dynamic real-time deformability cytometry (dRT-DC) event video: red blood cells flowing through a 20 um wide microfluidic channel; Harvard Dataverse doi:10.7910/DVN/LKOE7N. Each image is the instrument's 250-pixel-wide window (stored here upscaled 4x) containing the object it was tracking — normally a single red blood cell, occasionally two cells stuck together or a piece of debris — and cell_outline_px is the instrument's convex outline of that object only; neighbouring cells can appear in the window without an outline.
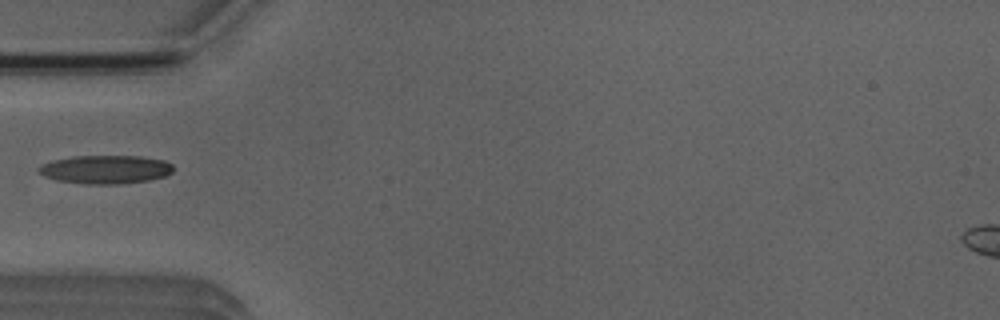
{"species": "Egyptian fruit bat (a non-hibernating species)", "species_latin": "Rousettus aegyptiacus", "temperature_condition": "room temperature", "stored_images_in_passage": 5, "camera_frame_rate_fps": 3000, "um_per_image_px": 0.085, "animal": {"sex": "male"}, "frame": {"image": 1, "passage_image": 5, "time_ms": 5.333, "image_size_px": [1000, 320], "cell_outline_px": [[172, 172], [164, 176], [148, 180], [120, 184], [84, 184], [56, 180], [44, 176], [36, 168], [52, 160], [72, 156], [140, 156], [164, 160], [172, 164]], "centroid_in_image_um": [8.96, 14.4], "position_along_channel_um": 76.0, "area_um2": 22.31}}